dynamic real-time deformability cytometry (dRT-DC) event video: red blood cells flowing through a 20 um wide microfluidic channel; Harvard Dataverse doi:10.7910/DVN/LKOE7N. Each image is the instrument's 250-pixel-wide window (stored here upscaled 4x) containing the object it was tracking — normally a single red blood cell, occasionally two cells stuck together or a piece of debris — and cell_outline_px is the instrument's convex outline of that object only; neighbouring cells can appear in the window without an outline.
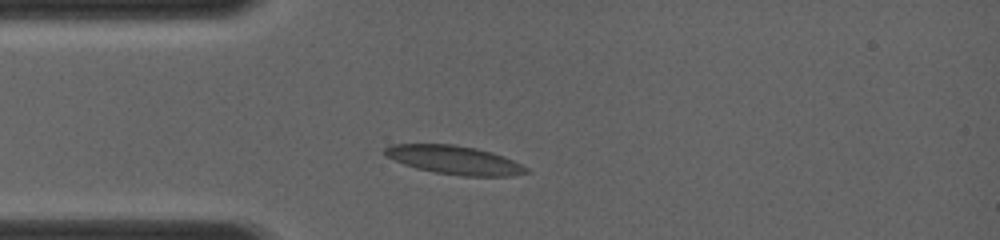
{"species": "common noctule bat (a hibernating species)", "species_latin": "Nyctalus noctula", "temperature_condition": "room temperature", "stored_images_in_passage": 6, "camera_frame_rate_fps": 4000, "um_per_image_px": 0.085, "animal": {"sex": "female", "body_mass_g": 19.0, "forearm_length_mm": 56.7}, "frame": {"image": 1, "passage_image": 3, "time_ms": 1.75, "image_size_px": [1000, 240], "cell_outline_px": [[532, 172], [512, 176], [464, 176], [436, 172], [416, 168], [404, 164], [384, 156], [384, 148], [392, 144], [452, 144], [476, 148], [492, 152], [504, 156], [528, 168]], "centroid_in_image_um": [38.63, 13.6], "position_along_channel_um": 46.4, "area_um2": 23.58}}
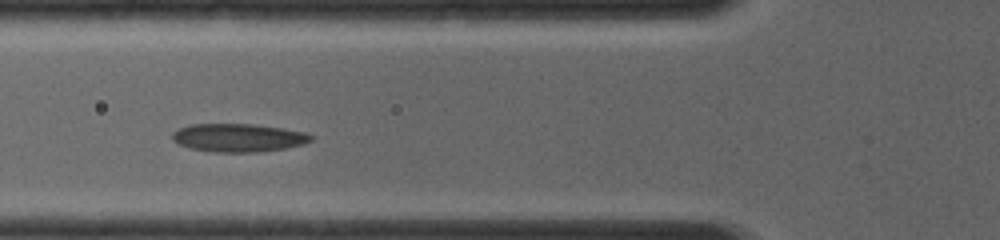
{"frame": {"image": 2, "passage_image": 5, "time_ms": 3.25, "image_size_px": [1000, 240], "cell_outline_px": [[312, 140], [304, 144], [284, 148], [256, 152], [216, 152], [192, 148], [180, 144], [172, 140], [172, 132], [180, 128], [192, 124], [252, 124], [280, 128], [304, 132], [312, 136]], "centroid_in_image_um": [20.25, 11.7], "position_along_channel_um": 105.6, "area_um2": 22.48}}
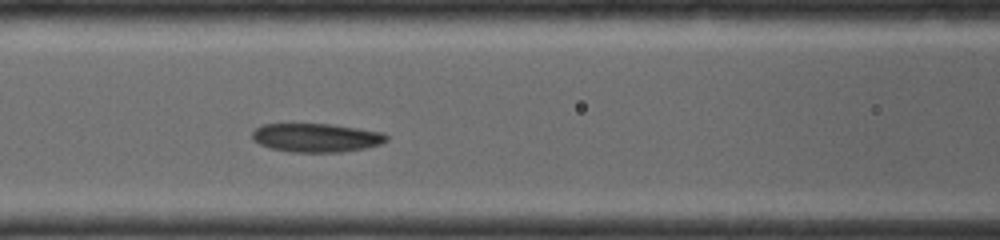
{"frame": {"image": 3, "passage_image": 6, "time_ms": 4.0, "image_size_px": [1000, 240], "cell_outline_px": [[388, 140], [380, 144], [368, 148], [340, 152], [292, 152], [272, 148], [260, 144], [252, 140], [252, 132], [260, 124], [332, 124], [384, 132], [388, 136]], "centroid_in_image_um": [26.91, 11.7], "position_along_channel_um": 139.7, "area_um2": 22.6}}